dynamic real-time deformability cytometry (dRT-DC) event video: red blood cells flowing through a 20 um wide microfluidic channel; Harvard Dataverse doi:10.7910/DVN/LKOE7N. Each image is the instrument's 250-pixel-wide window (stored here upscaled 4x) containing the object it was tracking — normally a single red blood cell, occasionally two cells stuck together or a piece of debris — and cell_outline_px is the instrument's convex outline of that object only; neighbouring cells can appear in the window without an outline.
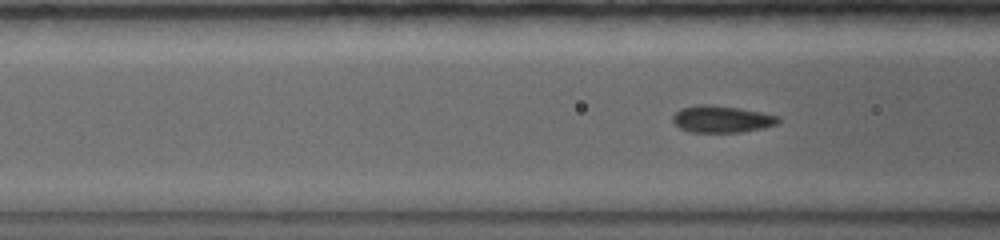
{"species": "common noctule bat (a hibernating species)", "species_latin": "Nyctalus noctula", "temperature_condition": "warm", "stored_images_in_passage": 41, "camera_frame_rate_fps": 5000, "um_per_image_px": 0.085, "animal": {"sex": "female", "body_mass_g": 19.0, "forearm_length_mm": 56.7}, "frame": {"image": 1, "passage_image": 6, "time_ms": 1.0, "image_size_px": [1000, 240], "cell_outline_px": [[780, 120], [776, 124], [764, 128], [740, 132], [692, 132], [680, 128], [672, 120], [672, 116], [680, 108], [700, 104], [712, 104], [740, 108], [780, 116]], "centroid_in_image_um": [61.34, 10.11], "position_along_channel_um": 105.3, "area_um2": 16.59}}
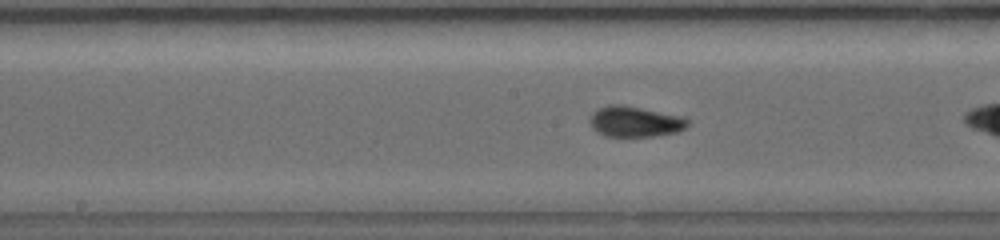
{"frame": {"image": 2, "passage_image": 14, "time_ms": 3.2, "image_size_px": [1000, 240], "cell_outline_px": [[688, 124], [680, 132], [652, 136], [604, 136], [596, 132], [592, 128], [588, 120], [592, 112], [596, 108], [608, 104], [624, 104], [684, 116], [688, 120]], "centroid_in_image_um": [53.94, 10.32], "position_along_channel_um": 194.3, "area_um2": 17.92}}
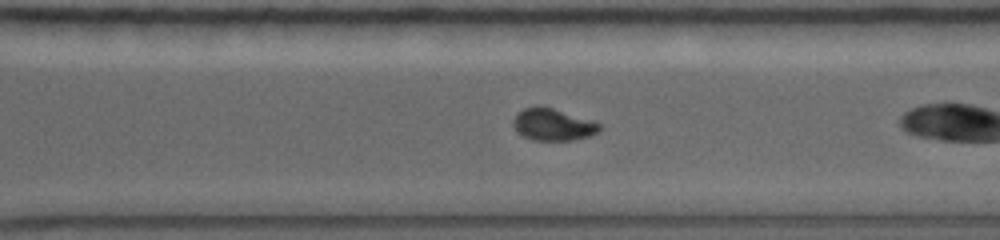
{"frame": {"image": 3, "passage_image": 28, "time_ms": 6.4, "image_size_px": [1000, 240], "cell_outline_px": [[600, 128], [596, 132], [588, 136], [572, 140], [532, 140], [524, 136], [512, 124], [512, 120], [524, 108], [536, 104], [552, 108], [596, 120], [600, 124]], "centroid_in_image_um": [47.02, 10.56], "position_along_channel_um": 323.6, "area_um2": 16.07}}